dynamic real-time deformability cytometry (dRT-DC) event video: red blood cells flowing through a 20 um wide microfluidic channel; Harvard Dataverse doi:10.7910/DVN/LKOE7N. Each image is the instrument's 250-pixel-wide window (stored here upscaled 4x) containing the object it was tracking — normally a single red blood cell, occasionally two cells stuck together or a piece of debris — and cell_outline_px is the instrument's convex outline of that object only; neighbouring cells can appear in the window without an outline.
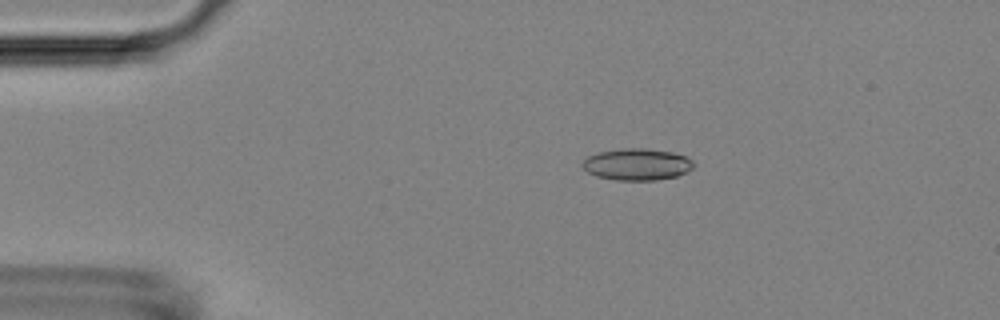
{"species": "Egyptian fruit bat (a non-hibernating species)", "species_latin": "Rousettus aegyptiacus", "temperature_condition": "room temperature", "stored_images_in_passage": 53, "camera_frame_rate_fps": 3000, "um_per_image_px": 0.085, "animal": {"sex": "female"}, "frame": {"image": 1, "passage_image": 10, "time_ms": 3.0, "image_size_px": [1000, 320], "cell_outline_px": [[692, 168], [688, 172], [676, 176], [656, 180], [616, 180], [596, 176], [588, 172], [580, 164], [588, 156], [600, 152], [620, 148], [644, 148], [672, 152], [684, 156], [692, 160]], "centroid_in_image_um": [54.13, 13.97], "position_along_channel_um": 30.9, "area_um2": 20.46}}
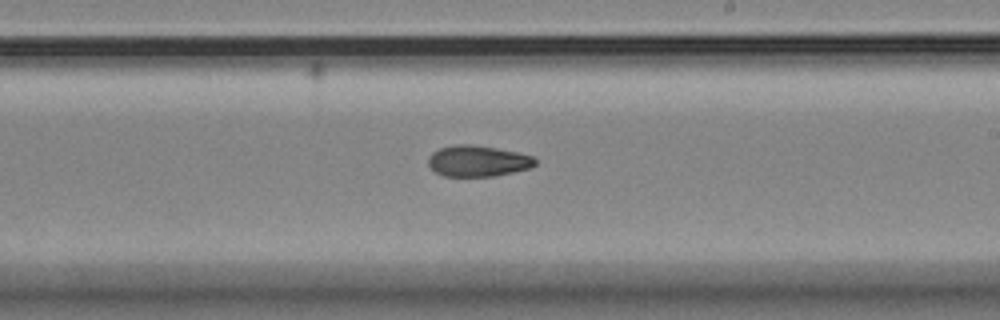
{"frame": {"image": 2, "passage_image": 31, "time_ms": 10.0, "image_size_px": [1000, 320], "cell_outline_px": [[536, 164], [532, 168], [496, 176], [444, 176], [436, 172], [428, 164], [428, 156], [432, 152], [440, 148], [456, 144], [472, 144], [496, 148], [516, 152], [532, 156], [536, 160]], "centroid_in_image_um": [40.62, 13.69], "position_along_channel_um": 248.4, "area_um2": 19.42}}
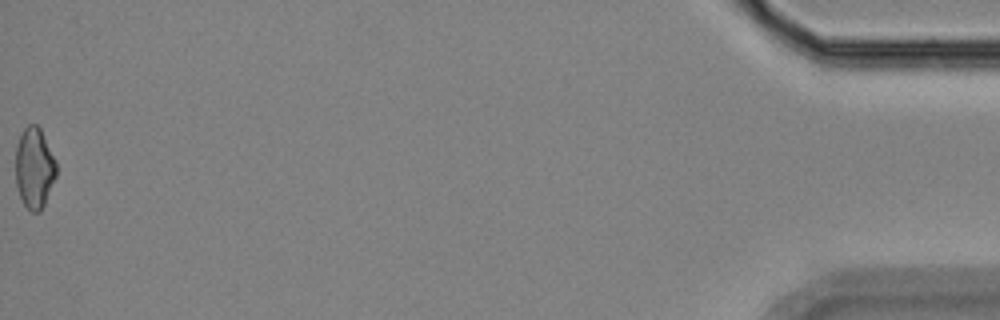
{"frame": {"image": 3, "passage_image": 53, "time_ms": 17.333, "image_size_px": [1000, 320], "cell_outline_px": [[56, 176], [44, 204], [40, 212], [32, 212], [24, 204], [20, 196], [16, 184], [16, 144], [24, 128], [28, 124], [36, 124], [40, 128], [56, 160]], "centroid_in_image_um": [2.92, 14.26], "position_along_channel_um": 432.3, "area_um2": 19.07}, "authors_computed_cell_mechanics": {"area_um2": 19.941, "velocity_mm_per_s": 3.8089, "shape_relaxation_time_tau1_ms": 7.855, "shape_relaxation_time_tau2_ms": null, "deformation_change_tau1": 0.1374, "deformation_change_tau2": null}}